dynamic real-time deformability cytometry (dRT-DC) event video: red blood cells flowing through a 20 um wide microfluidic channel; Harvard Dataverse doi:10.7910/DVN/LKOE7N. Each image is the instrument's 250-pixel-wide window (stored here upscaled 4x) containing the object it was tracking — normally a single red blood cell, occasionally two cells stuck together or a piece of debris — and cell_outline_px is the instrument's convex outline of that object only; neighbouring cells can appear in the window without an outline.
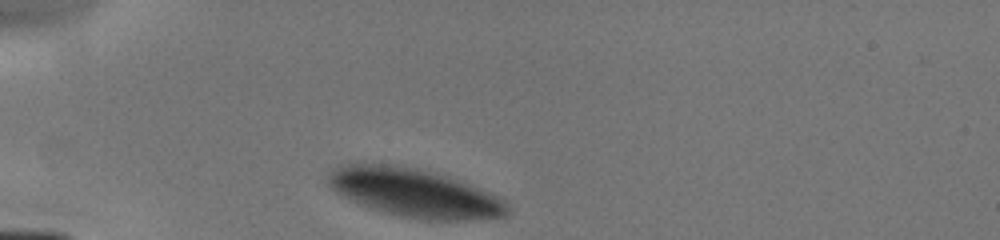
{"species": "human", "species_latin": "Homo sapiens", "temperature_condition": "cold", "stored_images_in_passage": 1, "camera_frame_rate_fps": 3000, "um_per_image_px": 0.085, "donor": {"sex": "male"}, "frame": {"image": 1, "passage_image": 1, "time_ms": 0.0, "image_size_px": [1000, 240], "cell_outline_px": [[512, 212], [508, 216], [488, 220], [420, 220], [380, 212], [368, 208], [348, 200], [340, 196], [328, 184], [328, 172], [332, 168], [348, 160], [396, 164], [436, 172], [480, 188], [500, 196], [508, 204]], "centroid_in_image_um": [35.19, 16.37], "position_along_channel_um": 49.8, "area_um2": 52.66}}